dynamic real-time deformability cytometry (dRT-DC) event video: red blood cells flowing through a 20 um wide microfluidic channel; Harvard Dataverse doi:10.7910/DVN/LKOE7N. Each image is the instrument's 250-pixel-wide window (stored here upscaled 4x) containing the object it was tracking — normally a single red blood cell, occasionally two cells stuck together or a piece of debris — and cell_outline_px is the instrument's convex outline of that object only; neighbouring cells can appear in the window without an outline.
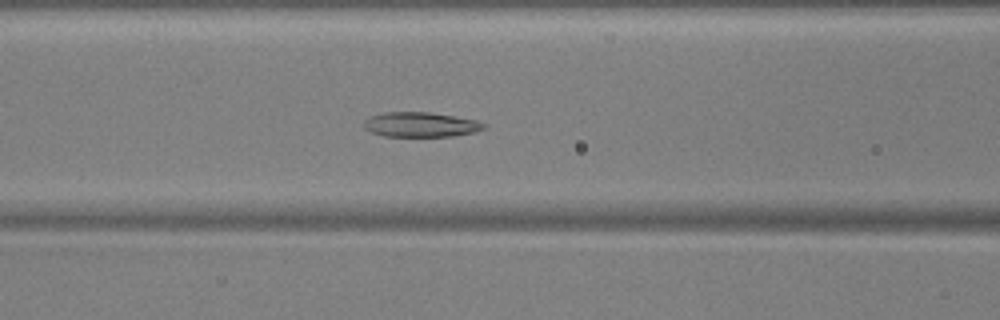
{"species": "common noctule bat (a hibernating species)", "species_latin": "Nyctalus noctula", "temperature_condition": "warm", "stored_images_in_passage": 54, "camera_frame_rate_fps": 3000, "um_per_image_px": 0.085, "animal": {"sex": "male", "body_mass_g": 17.9, "forearm_length_mm": 54.2}, "frame": {"image": 1, "passage_image": 23, "time_ms": 7.333, "image_size_px": [1000, 320], "cell_outline_px": [[488, 124], [484, 128], [472, 132], [452, 136], [384, 136], [372, 132], [364, 128], [364, 120], [372, 116], [384, 112], [428, 112], [476, 120]], "centroid_in_image_um": [35.74, 10.59], "position_along_channel_um": 130.9, "area_um2": 17.11}}
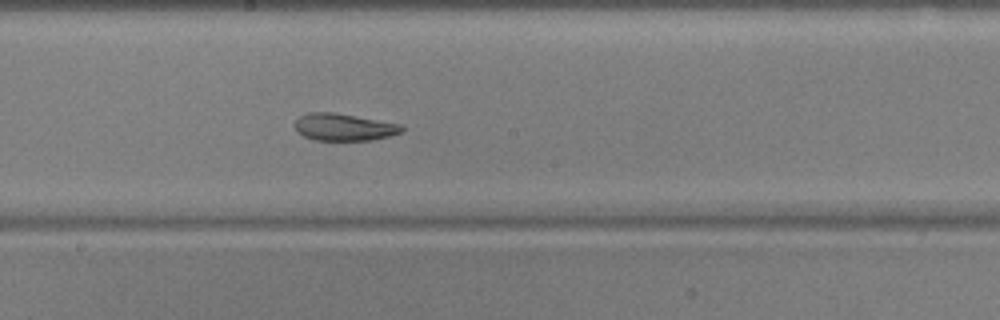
{"frame": {"image": 2, "passage_image": 30, "time_ms": 9.667, "image_size_px": [1000, 320], "cell_outline_px": [[404, 132], [372, 140], [312, 140], [296, 132], [296, 120], [300, 116], [308, 112], [332, 112], [400, 124], [404, 128]], "centroid_in_image_um": [29.22, 10.81], "position_along_channel_um": 219.0, "area_um2": 16.82}}
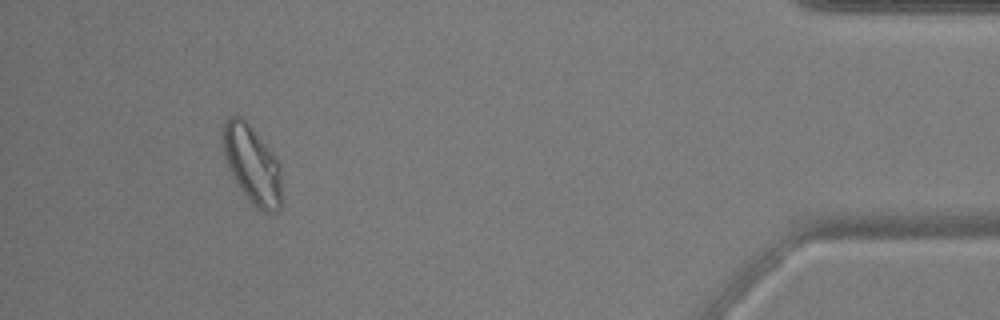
{"frame": {"image": 3, "passage_image": 50, "time_ms": 16.333, "image_size_px": [1000, 320], "cell_outline_px": [[280, 208], [276, 212], [264, 212], [252, 204], [240, 188], [224, 156], [220, 128], [224, 120], [228, 116], [240, 116], [248, 124], [276, 156], [280, 172]], "centroid_in_image_um": [21.39, 13.94], "position_along_channel_um": 413.8, "area_um2": 26.41}, "authors_computed_cell_mechanics": {"area_um2": 20.9525, "velocity_mm_per_s": 3.7798, "shape_relaxation_time_tau1_ms": 4.4138, "shape_relaxation_time_tau2_ms": 2.2281, "deformation_change_tau1": 0.1444, "deformation_change_tau2": 0.0822}}